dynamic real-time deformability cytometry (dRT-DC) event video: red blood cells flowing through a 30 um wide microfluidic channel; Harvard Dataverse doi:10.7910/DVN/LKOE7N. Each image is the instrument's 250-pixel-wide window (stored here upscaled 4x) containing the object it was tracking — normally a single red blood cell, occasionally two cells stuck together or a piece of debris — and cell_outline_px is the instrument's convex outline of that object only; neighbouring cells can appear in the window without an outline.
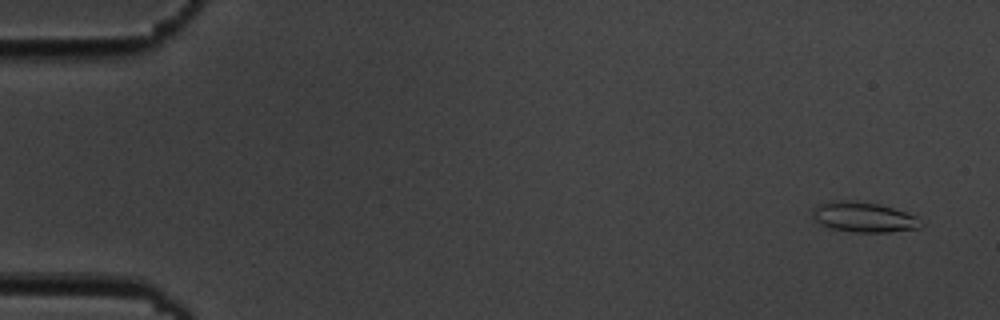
{"species": "common noctule bat (a hibernating species)", "species_latin": "Nyctalus noctula", "temperature_condition": "cold", "stored_images_in_passage": 6, "camera_frame_rate_fps": 3000, "um_per_image_px": 0.085, "animal": {"sex": "male", "body_mass_g": 19.5, "forearm_length_mm": 54.6}, "frame": {"image": 1, "passage_image": 1, "time_ms": 0.0, "image_size_px": [1000, 320], "cell_outline_px": [[924, 224], [920, 228], [888, 232], [856, 232], [832, 228], [820, 224], [812, 216], [812, 208], [820, 204], [836, 200], [844, 200], [880, 204], [916, 216], [924, 220]], "centroid_in_image_um": [73.45, 18.46], "position_along_channel_um": 11.6, "area_um2": 18.96}}
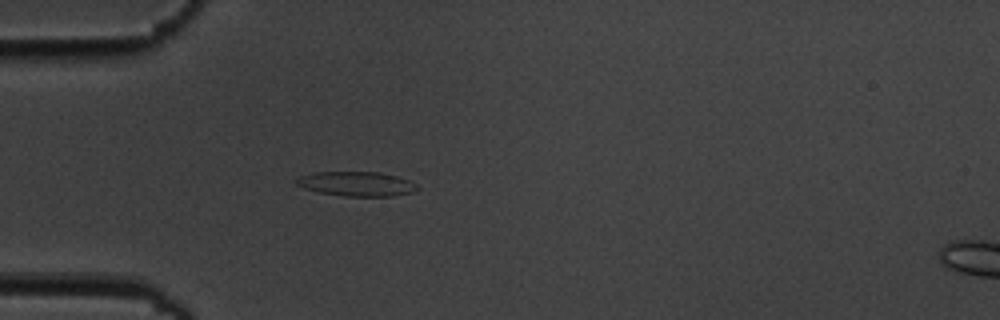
{"frame": {"image": 2, "passage_image": 5, "time_ms": 4.667, "image_size_px": [1000, 320], "cell_outline_px": [[420, 188], [416, 192], [392, 196], [344, 196], [320, 192], [304, 188], [296, 184], [292, 180], [300, 176], [312, 172], [380, 172], [396, 176], [408, 180], [416, 184]], "centroid_in_image_um": [30.31, 15.62], "position_along_channel_um": 54.7, "area_um2": 17.4}}